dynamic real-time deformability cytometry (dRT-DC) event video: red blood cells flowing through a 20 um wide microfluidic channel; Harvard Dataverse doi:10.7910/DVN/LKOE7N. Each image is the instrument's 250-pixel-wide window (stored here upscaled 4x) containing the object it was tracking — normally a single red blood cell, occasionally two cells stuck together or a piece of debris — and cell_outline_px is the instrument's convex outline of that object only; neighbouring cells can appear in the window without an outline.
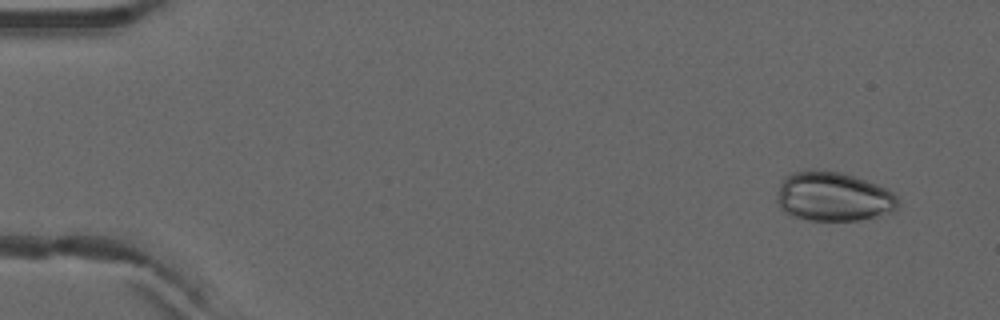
{"species": "common noctule bat (a hibernating species)", "species_latin": "Nyctalus noctula", "temperature_condition": "warm", "stored_images_in_passage": 5, "camera_frame_rate_fps": 3000, "um_per_image_px": 0.085, "animal": {"sex": "male", "forearm_length_mm": 52.5}, "frame": {"image": 1, "passage_image": 1, "time_ms": 0.0, "image_size_px": [1000, 320], "cell_outline_px": [[900, 204], [896, 212], [860, 220], [808, 220], [796, 216], [780, 208], [776, 200], [780, 184], [792, 172], [840, 172], [876, 184], [892, 192], [896, 196]], "centroid_in_image_um": [70.89, 16.75], "position_along_channel_um": 14.1, "area_um2": 34.1}}